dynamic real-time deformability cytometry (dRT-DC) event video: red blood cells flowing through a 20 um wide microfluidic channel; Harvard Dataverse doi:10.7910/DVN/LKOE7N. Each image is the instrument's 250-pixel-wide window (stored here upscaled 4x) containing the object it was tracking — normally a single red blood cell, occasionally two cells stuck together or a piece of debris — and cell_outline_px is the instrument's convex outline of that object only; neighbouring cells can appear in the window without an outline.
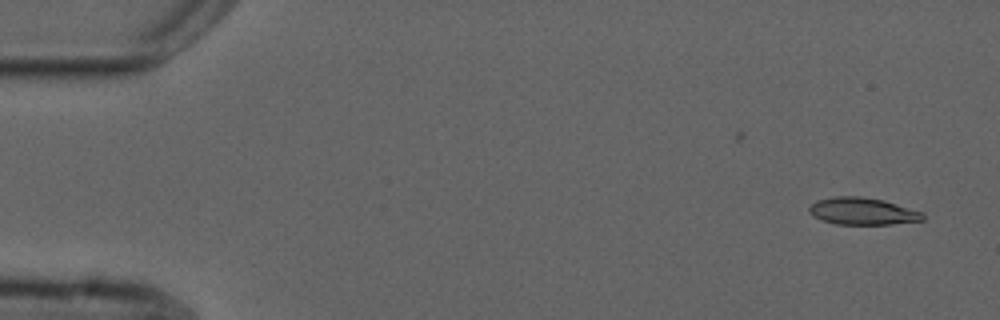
{"species": "common noctule bat (a hibernating species)", "species_latin": "Nyctalus noctula", "temperature_condition": "cold", "stored_images_in_passage": 7, "camera_frame_rate_fps": 3000, "um_per_image_px": 0.085, "animal": {"sex": "male", "forearm_length_mm": 52.5}, "frame": {"image": 1, "passage_image": 2, "time_ms": 2.0, "image_size_px": [1000, 320], "cell_outline_px": [[924, 220], [892, 224], [836, 224], [820, 220], [812, 216], [808, 212], [808, 208], [816, 200], [836, 196], [860, 196], [884, 200], [924, 212]], "centroid_in_image_um": [73.3, 17.95], "position_along_channel_um": 11.7, "area_um2": 18.15}}
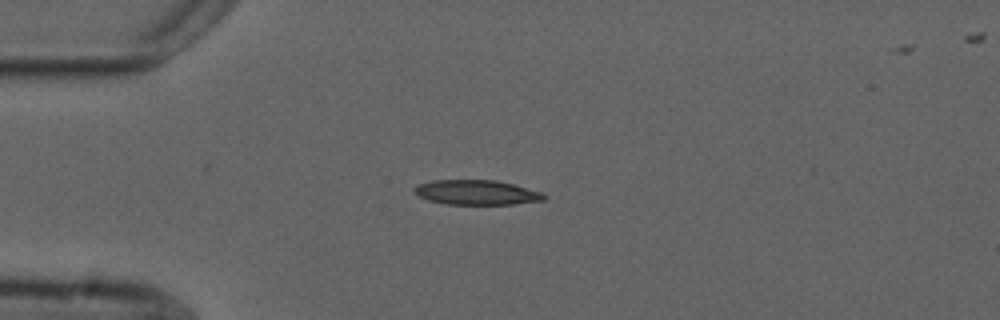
{"frame": {"image": 2, "passage_image": 5, "time_ms": 5.667, "image_size_px": [1000, 320], "cell_outline_px": [[548, 196], [544, 200], [512, 204], [448, 204], [428, 200], [412, 192], [412, 188], [416, 184], [432, 180], [496, 180], [544, 192]], "centroid_in_image_um": [40.49, 16.35], "position_along_channel_um": 44.5, "area_um2": 18.84}}
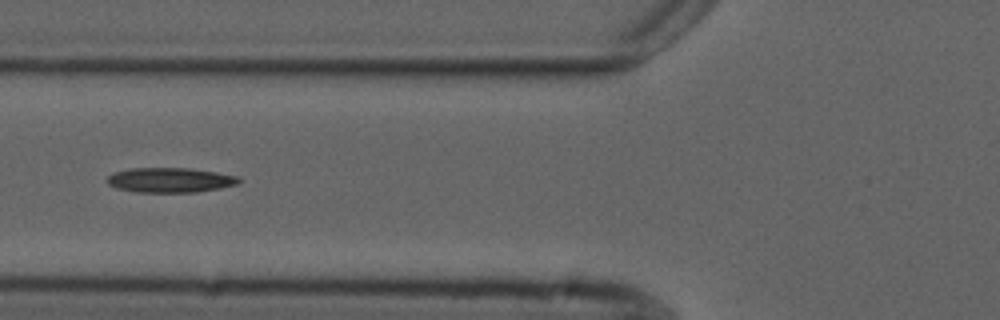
{"frame": {"image": 3, "passage_image": 7, "time_ms": 8.0, "image_size_px": [1000, 320], "cell_outline_px": [[240, 184], [220, 188], [196, 192], [140, 192], [116, 188], [108, 184], [108, 176], [112, 172], [128, 168], [188, 168], [216, 172], [236, 176], [240, 180]], "centroid_in_image_um": [14.44, 15.3], "position_along_channel_um": 111.4, "area_um2": 19.02}}